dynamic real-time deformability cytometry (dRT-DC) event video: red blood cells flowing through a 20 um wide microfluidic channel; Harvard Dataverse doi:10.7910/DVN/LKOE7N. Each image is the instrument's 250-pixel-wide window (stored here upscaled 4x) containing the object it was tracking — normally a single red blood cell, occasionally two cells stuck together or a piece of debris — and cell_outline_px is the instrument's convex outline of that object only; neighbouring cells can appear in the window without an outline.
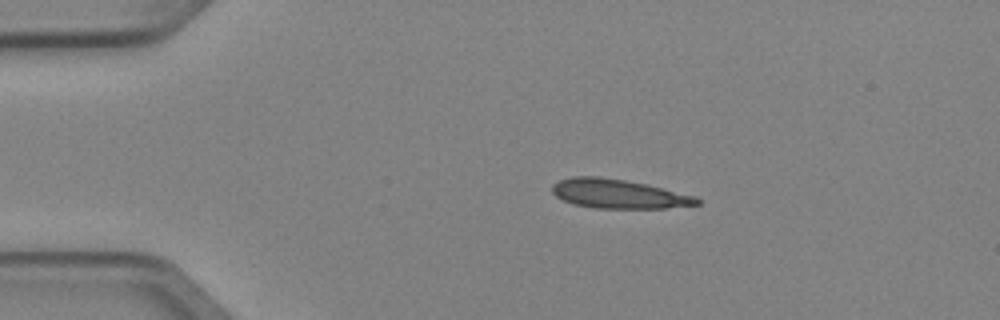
{"species": "Egyptian fruit bat (a non-hibernating species)", "species_latin": "Rousettus aegyptiacus", "temperature_condition": "cold", "stored_images_in_passage": 3, "camera_frame_rate_fps": 3000, "um_per_image_px": 0.085, "animal": {"sex": "female"}, "frame": {"image": 1, "passage_image": 2, "time_ms": 0.333, "image_size_px": [1000, 320], "cell_outline_px": [[700, 204], [664, 208], [596, 208], [572, 204], [556, 196], [552, 192], [552, 184], [560, 180], [572, 176], [600, 176], [624, 180], [644, 184], [696, 196], [700, 200]], "centroid_in_image_um": [52.53, 16.47], "position_along_channel_um": 32.5, "area_um2": 24.39}}